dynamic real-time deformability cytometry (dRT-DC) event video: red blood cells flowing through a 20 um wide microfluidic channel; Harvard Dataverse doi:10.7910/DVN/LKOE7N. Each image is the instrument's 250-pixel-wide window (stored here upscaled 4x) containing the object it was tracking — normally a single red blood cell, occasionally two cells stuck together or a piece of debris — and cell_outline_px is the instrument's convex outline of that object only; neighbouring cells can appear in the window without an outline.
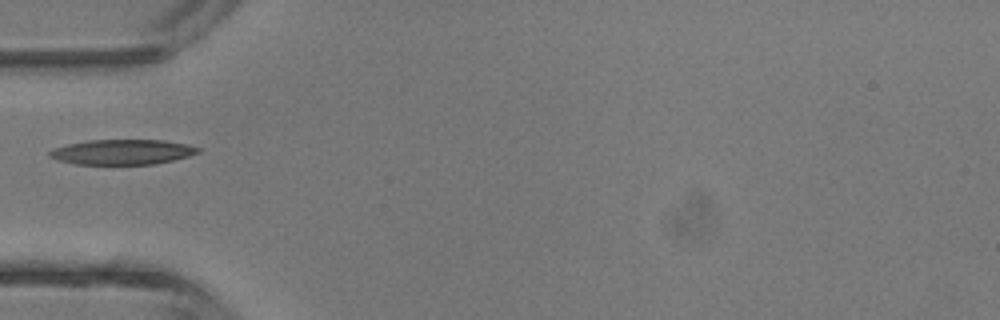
{"species": "common noctule bat (a hibernating species)", "species_latin": "Nyctalus noctula", "temperature_condition": "room temperature", "stored_images_in_passage": 1, "camera_frame_rate_fps": 3000, "um_per_image_px": 0.085, "animal": {"sex": "male", "body_mass_g": 13.3}, "frame": {"image": 1, "passage_image": 1, "time_ms": 0.0, "image_size_px": [1000, 320], "cell_outline_px": [[200, 152], [188, 156], [156, 164], [76, 164], [56, 160], [48, 156], [48, 152], [52, 148], [68, 144], [88, 140], [164, 140], [188, 144], [200, 148]], "centroid_in_image_um": [10.37, 12.92], "position_along_channel_um": 74.6, "area_um2": 21.79}}